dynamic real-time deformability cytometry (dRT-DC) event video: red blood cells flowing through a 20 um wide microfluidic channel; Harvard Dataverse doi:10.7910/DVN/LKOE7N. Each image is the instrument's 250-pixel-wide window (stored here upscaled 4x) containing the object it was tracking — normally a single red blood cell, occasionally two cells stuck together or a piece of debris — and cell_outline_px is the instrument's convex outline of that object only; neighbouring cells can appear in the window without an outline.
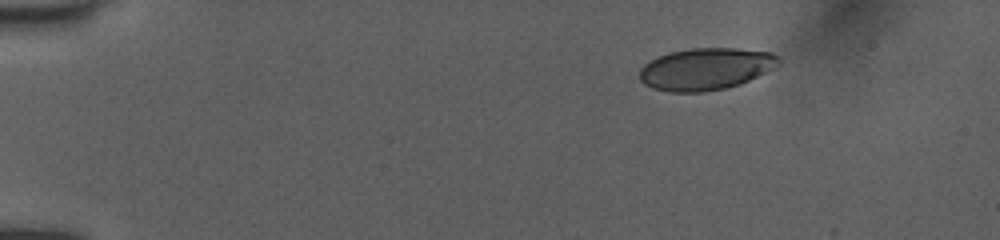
{"species": "human", "species_latin": "Homo sapiens", "temperature_condition": "room temperature", "stored_images_in_passage": 45, "camera_frame_rate_fps": 3000, "um_per_image_px": 0.085, "donor": {"sex": "female"}, "frame": {"image": 1, "passage_image": 1, "time_ms": 0.0, "image_size_px": [1000, 240], "cell_outline_px": [[780, 60], [772, 68], [740, 84], [724, 88], [704, 92], [668, 92], [652, 88], [644, 84], [640, 80], [640, 68], [644, 64], [668, 52], [692, 48], [736, 48], [772, 52], [780, 56]], "centroid_in_image_um": [59.96, 5.86], "position_along_channel_um": 25.0, "area_um2": 33.87}}
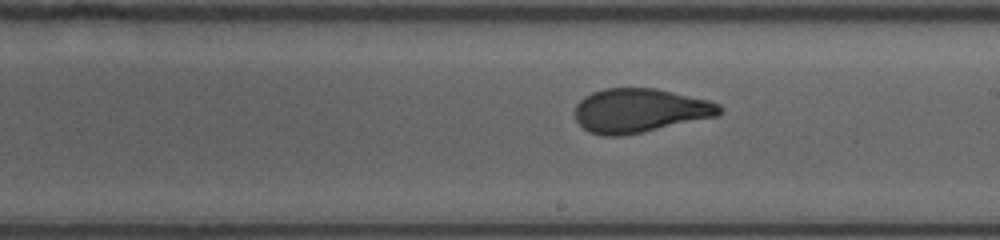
{"frame": {"image": 2, "passage_image": 24, "time_ms": 7.667, "image_size_px": [1000, 240], "cell_outline_px": [[724, 108], [716, 116], [640, 132], [620, 136], [604, 136], [588, 132], [576, 120], [576, 104], [584, 96], [592, 92], [604, 88], [656, 88], [708, 100], [720, 104]], "centroid_in_image_um": [54.36, 9.38], "position_along_channel_um": 234.6, "area_um2": 36.76}}
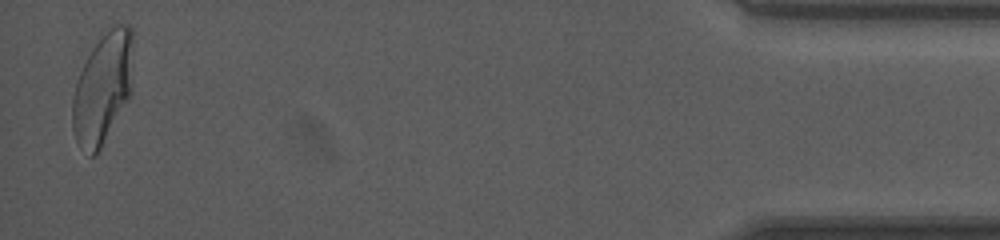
{"frame": {"image": 3, "passage_image": 44, "time_ms": 14.333, "image_size_px": [1000, 240], "cell_outline_px": [[132, 40], [128, 100], [100, 148], [92, 156], [88, 156], [76, 140], [72, 128], [72, 100], [76, 84], [80, 72], [92, 48], [116, 24], [128, 24], [132, 28]], "centroid_in_image_um": [8.69, 7.53], "position_along_channel_um": 426.5, "area_um2": 37.92}, "authors_computed_cell_mechanics": {"area_um2": 36.8186, "velocity_mm_per_s": 4.0336, "shape_relaxation_time_tau1_ms": 7.0429, "shape_relaxation_time_tau2_ms": null, "deformation_change_tau1": 0.2418, "deformation_change_tau2": null}}